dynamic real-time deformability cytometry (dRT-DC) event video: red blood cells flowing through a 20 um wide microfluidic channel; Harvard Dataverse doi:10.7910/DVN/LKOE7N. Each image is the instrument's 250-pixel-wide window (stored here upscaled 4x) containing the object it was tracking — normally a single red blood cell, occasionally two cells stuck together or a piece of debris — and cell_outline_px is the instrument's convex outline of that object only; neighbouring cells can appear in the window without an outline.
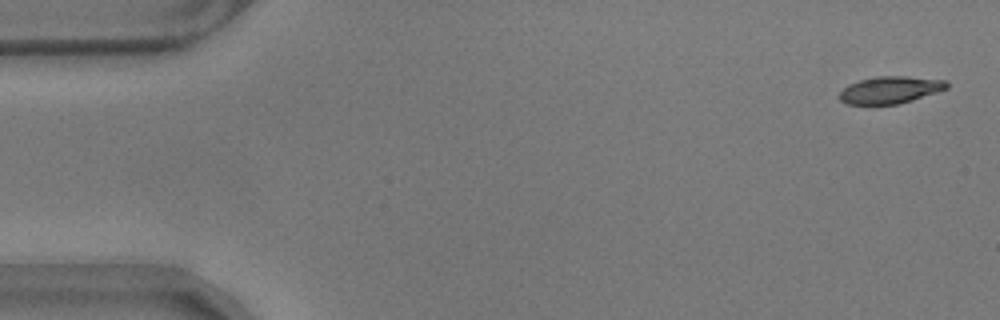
{"species": "common noctule bat (a hibernating species)", "species_latin": "Nyctalus noctula", "temperature_condition": "warm", "stored_images_in_passage": 57, "camera_frame_rate_fps": 3000, "um_per_image_px": 0.085, "animal": {"sex": "male", "body_mass_g": 17.9}, "frame": {"image": 1, "passage_image": 2, "time_ms": 0.333, "image_size_px": [1000, 320], "cell_outline_px": [[948, 88], [912, 100], [896, 104], [848, 104], [840, 100], [840, 92], [848, 84], [860, 80], [876, 76], [908, 76], [948, 80]], "centroid_in_image_um": [75.68, 7.63], "position_along_channel_um": 9.3, "area_um2": 16.88}}
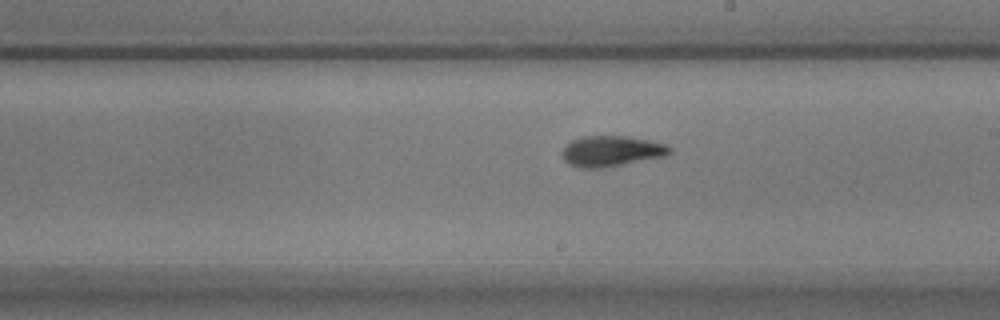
{"frame": {"image": 2, "passage_image": 32, "time_ms": 10.333, "image_size_px": [1000, 320], "cell_outline_px": [[672, 152], [668, 156], [604, 168], [580, 168], [568, 164], [560, 156], [560, 152], [572, 140], [580, 136], [628, 136], [668, 144], [672, 148]], "centroid_in_image_um": [51.99, 12.85], "position_along_channel_um": 237.0, "area_um2": 19.65}}
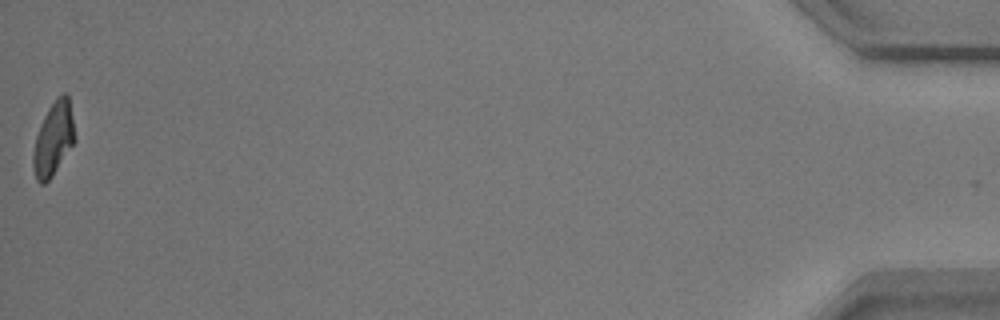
{"frame": {"image": 3, "passage_image": 57, "time_ms": 18.667, "image_size_px": [1000, 320], "cell_outline_px": [[76, 140], [52, 176], [44, 184], [40, 184], [36, 180], [32, 164], [32, 156], [36, 136], [44, 116], [48, 108], [56, 96], [64, 92], [68, 92], [76, 136]], "centroid_in_image_um": [4.55, 11.77], "position_along_channel_um": 430.6, "area_um2": 18.03}, "authors_computed_cell_mechanics": {"area_um2": 18.496, "velocity_mm_per_s": 3.5192, "shape_relaxation_time_tau1_ms": 5.5338, "shape_relaxation_time_tau2_ms": 1.7886, "deformation_change_tau1": 0.2035, "deformation_change_tau2": 0.0781}}